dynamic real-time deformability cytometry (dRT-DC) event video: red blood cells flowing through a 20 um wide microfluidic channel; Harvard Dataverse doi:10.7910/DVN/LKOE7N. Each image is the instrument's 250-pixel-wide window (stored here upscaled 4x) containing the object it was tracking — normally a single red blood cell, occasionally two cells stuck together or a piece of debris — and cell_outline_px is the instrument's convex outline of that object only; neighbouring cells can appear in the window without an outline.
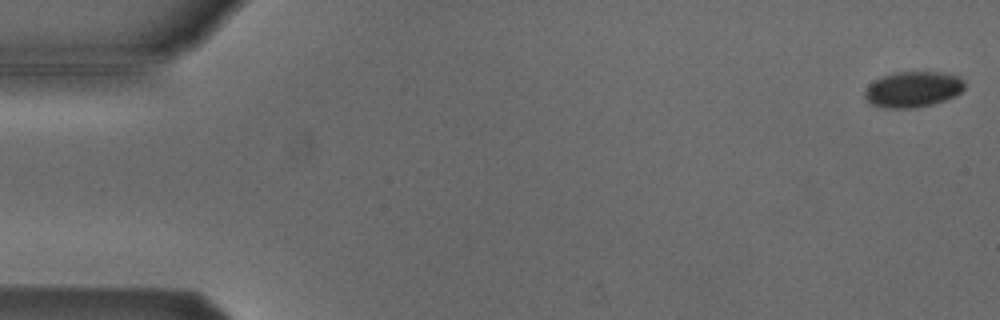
{"species": "Egyptian fruit bat (a non-hibernating species)", "species_latin": "Rousettus aegyptiacus", "temperature_condition": "cold", "stored_images_in_passage": 54, "camera_frame_rate_fps": 3000, "um_per_image_px": 0.085, "animal": {"sex": "male"}, "frame": {"image": 1, "passage_image": 1, "time_ms": 0.0, "image_size_px": [1000, 320], "cell_outline_px": [[964, 88], [956, 96], [932, 104], [916, 108], [884, 108], [868, 104], [864, 96], [864, 92], [876, 80], [884, 76], [896, 72], [936, 72], [960, 76], [964, 80]], "centroid_in_image_um": [77.61, 7.61], "position_along_channel_um": 7.4, "area_um2": 20.75}}
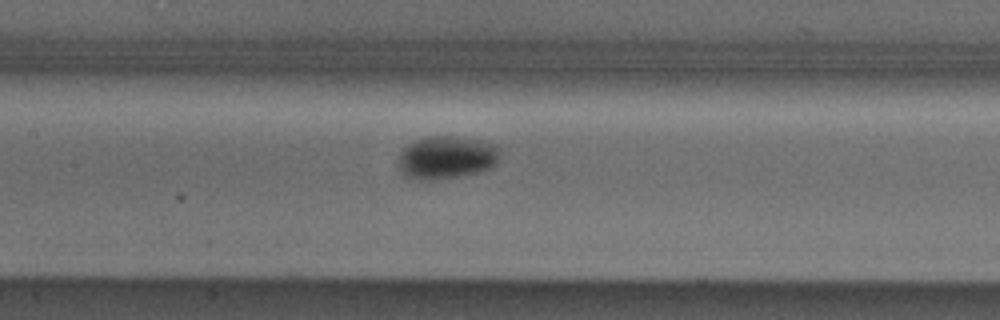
{"frame": {"image": 2, "passage_image": 25, "time_ms": 8.0, "image_size_px": [1000, 320], "cell_outline_px": [[500, 156], [496, 164], [480, 172], [432, 180], [416, 180], [404, 176], [400, 172], [396, 164], [400, 152], [408, 144], [416, 140], [428, 136], [464, 136], [484, 140], [496, 144], [500, 148]], "centroid_in_image_um": [37.95, 13.37], "position_along_channel_um": 169.5, "area_um2": 26.07}}
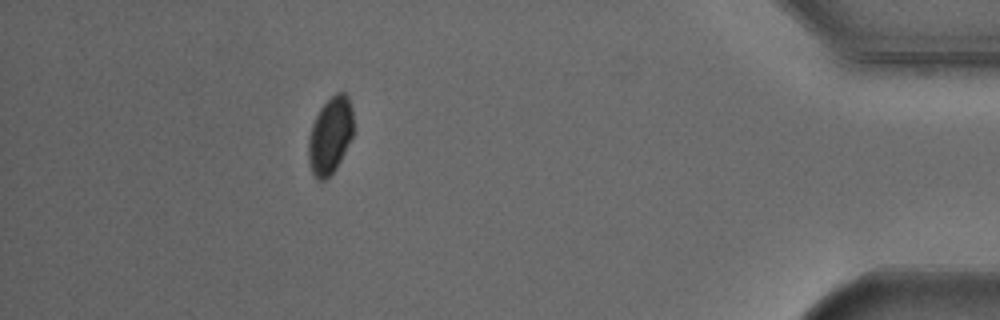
{"frame": {"image": 3, "passage_image": 48, "time_ms": 15.667, "image_size_px": [1000, 320], "cell_outline_px": [[352, 136], [336, 168], [324, 180], [316, 180], [312, 172], [308, 160], [308, 136], [312, 124], [320, 108], [336, 92], [344, 92], [348, 96], [352, 108]], "centroid_in_image_um": [28.04, 11.51], "position_along_channel_um": 407.2, "area_um2": 19.94}, "authors_computed_cell_mechanics": {"area_um2": 22.7443, "velocity_mm_per_s": 3.8273, "shape_relaxation_time_tau1_ms": 2.3989, "shape_relaxation_time_tau2_ms": null, "deformation_change_tau1": 0.0467, "deformation_change_tau2": null}}